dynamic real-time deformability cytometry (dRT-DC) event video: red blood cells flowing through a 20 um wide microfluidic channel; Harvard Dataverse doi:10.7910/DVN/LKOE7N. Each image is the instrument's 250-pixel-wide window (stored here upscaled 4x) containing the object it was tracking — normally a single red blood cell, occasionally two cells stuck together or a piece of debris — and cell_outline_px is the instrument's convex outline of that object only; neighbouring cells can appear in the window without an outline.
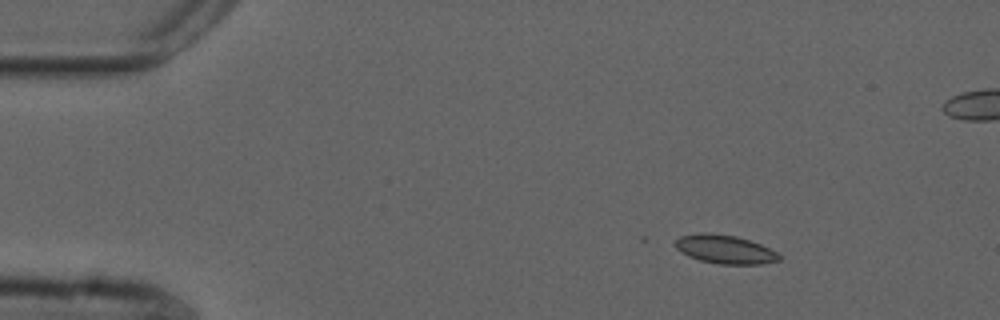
{"species": "common noctule bat (a hibernating species)", "species_latin": "Nyctalus noctula", "temperature_condition": "cold", "stored_images_in_passage": 14, "camera_frame_rate_fps": 3000, "um_per_image_px": 0.085, "animal": {"sex": "male", "forearm_length_mm": 52.5}, "frame": {"image": 1, "passage_image": 1, "time_ms": 0.0, "image_size_px": [1000, 320], "cell_outline_px": [[780, 260], [760, 264], [720, 264], [700, 260], [688, 256], [676, 248], [672, 244], [680, 236], [700, 232], [704, 232], [736, 236], [760, 244], [776, 252], [780, 256]], "centroid_in_image_um": [61.57, 21.18], "position_along_channel_um": 23.4, "area_um2": 17.22}}
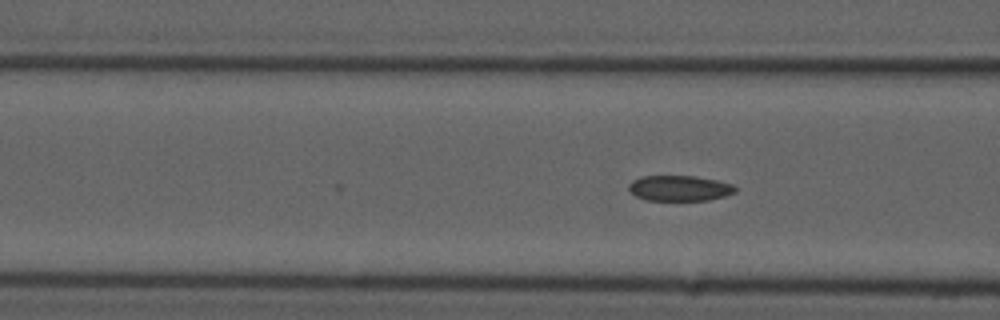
{"frame": {"image": 2, "passage_image": 14, "time_ms": 4.333, "image_size_px": [1000, 320], "cell_outline_px": [[736, 192], [724, 196], [708, 200], [644, 200], [636, 196], [628, 188], [628, 184], [632, 180], [640, 176], [696, 176], [716, 180], [732, 184], [736, 188]], "centroid_in_image_um": [57.74, 15.99], "position_along_channel_um": 108.9, "area_um2": 15.84}}